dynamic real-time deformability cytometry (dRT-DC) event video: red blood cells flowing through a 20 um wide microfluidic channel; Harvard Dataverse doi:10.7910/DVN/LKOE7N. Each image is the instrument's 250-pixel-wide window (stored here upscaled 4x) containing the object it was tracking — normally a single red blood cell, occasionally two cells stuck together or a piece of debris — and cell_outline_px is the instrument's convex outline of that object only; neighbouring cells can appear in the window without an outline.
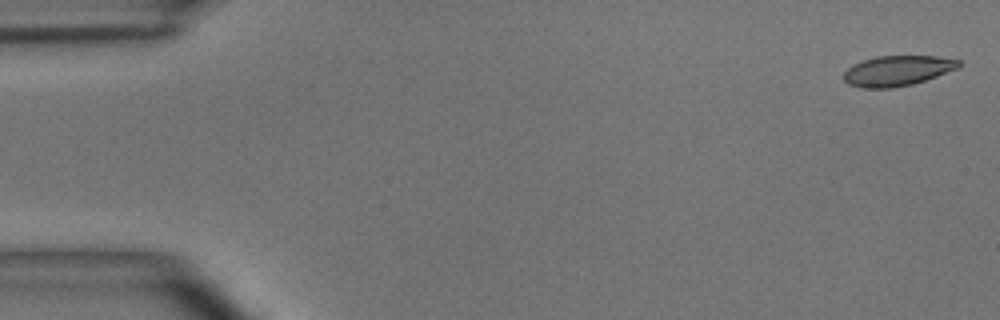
{"species": "common noctule bat (a hibernating species)", "species_latin": "Nyctalus noctula", "temperature_condition": "room temperature", "stored_images_in_passage": 10, "camera_frame_rate_fps": 3000, "um_per_image_px": 0.085, "animal": {"sex": "male", "body_mass_g": 15.6}, "frame": {"image": 1, "passage_image": 1, "time_ms": 0.0, "image_size_px": [1000, 320], "cell_outline_px": [[960, 68], [912, 84], [892, 88], [860, 88], [848, 84], [844, 80], [844, 72], [852, 64], [876, 56], [936, 56], [960, 60]], "centroid_in_image_um": [76.26, 6.01], "position_along_channel_um": 8.7, "area_um2": 20.29}}